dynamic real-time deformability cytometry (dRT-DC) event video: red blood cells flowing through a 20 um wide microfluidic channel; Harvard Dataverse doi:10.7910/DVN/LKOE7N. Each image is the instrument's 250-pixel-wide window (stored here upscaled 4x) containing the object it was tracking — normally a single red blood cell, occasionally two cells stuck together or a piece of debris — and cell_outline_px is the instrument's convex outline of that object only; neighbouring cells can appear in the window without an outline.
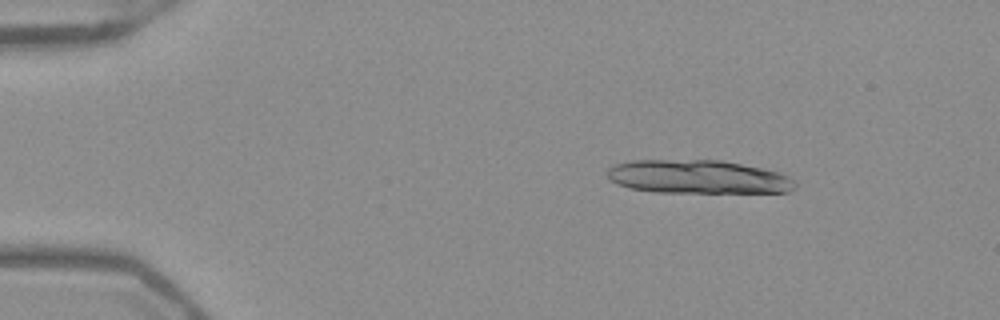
{"species": "Egyptian fruit bat (a non-hibernating species)", "species_latin": "Rousettus aegyptiacus", "temperature_condition": "warm", "stored_images_in_passage": 17, "camera_frame_rate_fps": 3000, "um_per_image_px": 0.085, "frame": {"image": 1, "passage_image": 8, "time_ms": 2.333, "image_size_px": [1000, 320], "cell_outline_px": [[796, 188], [788, 192], [652, 192], [628, 188], [616, 184], [608, 176], [608, 168], [612, 164], [632, 160], [720, 160], [780, 172], [796, 180]], "centroid_in_image_um": [59.31, 15.03], "position_along_channel_um": 25.7, "area_um2": 36.88}}